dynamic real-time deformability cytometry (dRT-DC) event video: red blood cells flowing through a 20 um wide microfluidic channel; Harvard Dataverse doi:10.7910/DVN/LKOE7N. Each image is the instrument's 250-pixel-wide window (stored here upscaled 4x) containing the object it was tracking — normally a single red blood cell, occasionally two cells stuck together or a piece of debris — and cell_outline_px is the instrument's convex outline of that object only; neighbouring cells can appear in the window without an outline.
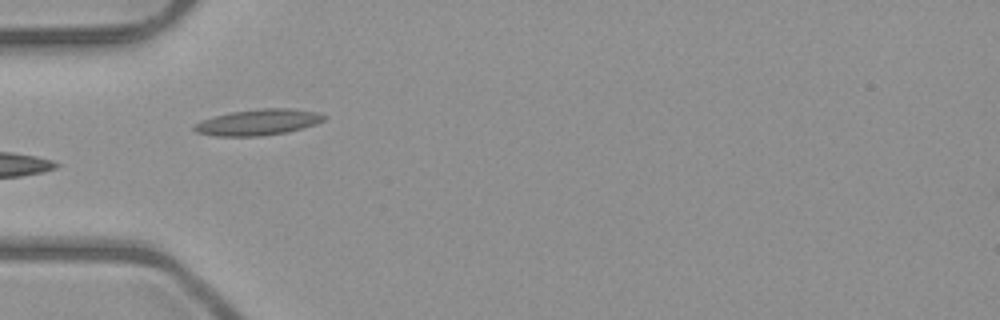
{"species": "common noctule bat (a hibernating species)", "species_latin": "Nyctalus noctula", "temperature_condition": "room temperature", "stored_images_in_passage": 6, "camera_frame_rate_fps": 3000, "um_per_image_px": 0.085, "animal": {"sex": "male", "body_mass_g": 23.1, "forearm_length_mm": 52.7}, "frame": {"image": 1, "passage_image": 5, "time_ms": 4.667, "image_size_px": [1000, 320], "cell_outline_px": [[328, 116], [324, 120], [316, 124], [304, 128], [288, 132], [260, 136], [212, 136], [196, 132], [192, 128], [192, 124], [200, 120], [232, 112], [260, 108], [292, 108], [316, 112]], "centroid_in_image_um": [21.94, 10.39], "position_along_channel_um": 63.1, "area_um2": 19.88}}
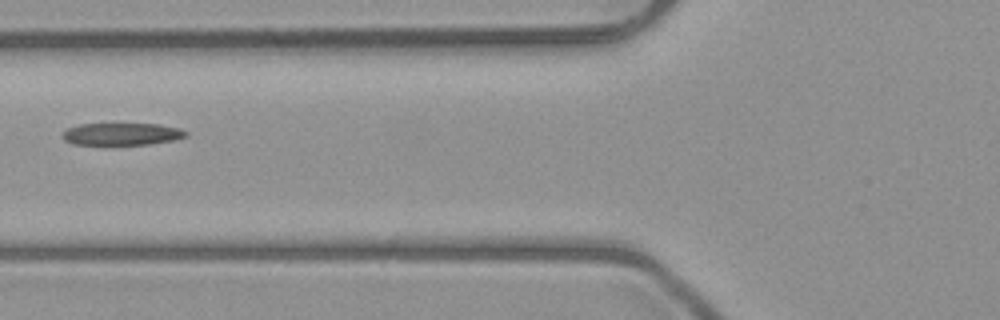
{"frame": {"image": 2, "passage_image": 6, "time_ms": 6.0, "image_size_px": [1000, 320], "cell_outline_px": [[188, 136], [176, 140], [148, 144], [72, 144], [64, 140], [64, 132], [68, 128], [80, 124], [160, 124], [180, 128], [188, 132]], "centroid_in_image_um": [10.43, 11.39], "position_along_channel_um": 115.4, "area_um2": 15.9}}